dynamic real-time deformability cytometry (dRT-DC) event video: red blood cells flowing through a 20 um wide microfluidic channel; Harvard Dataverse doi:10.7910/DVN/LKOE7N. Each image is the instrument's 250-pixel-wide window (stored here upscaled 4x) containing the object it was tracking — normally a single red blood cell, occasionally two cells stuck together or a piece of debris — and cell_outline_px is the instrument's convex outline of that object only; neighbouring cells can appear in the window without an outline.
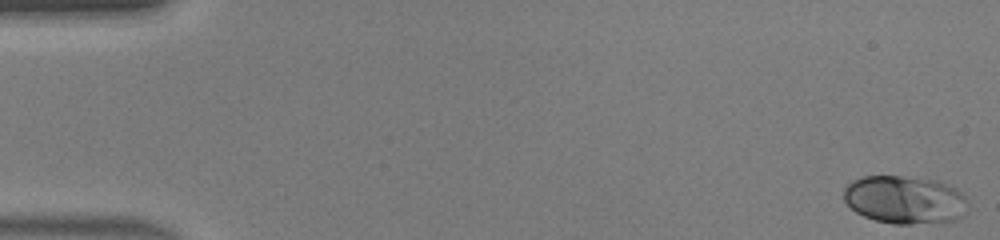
{"species": "human", "species_latin": "Homo sapiens", "temperature_condition": "warm", "stored_images_in_passage": 44, "camera_frame_rate_fps": 3000, "um_per_image_px": 0.085, "donor": {"sex": "male"}, "frame": {"image": 1, "passage_image": 1, "time_ms": 0.0, "image_size_px": [1000, 240], "cell_outline_px": [[968, 212], [956, 220], [912, 224], [892, 224], [876, 220], [864, 216], [856, 212], [844, 200], [844, 188], [852, 180], [864, 176], [900, 176], [936, 180], [960, 192], [964, 196], [968, 204]], "centroid_in_image_um": [76.9, 16.99], "position_along_channel_um": 8.1, "area_um2": 34.68}}
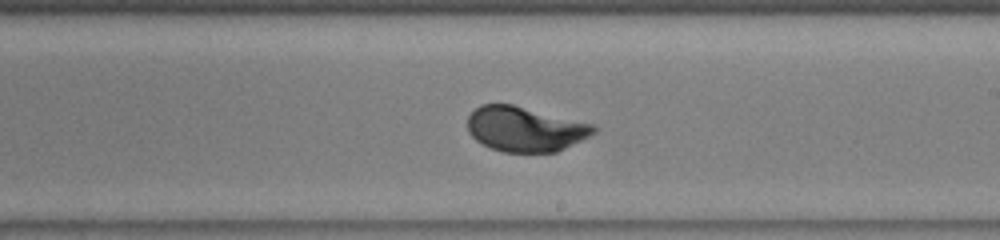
{"frame": {"image": 2, "passage_image": 25, "time_ms": 8.0, "image_size_px": [1000, 240], "cell_outline_px": [[596, 132], [556, 152], [504, 152], [492, 148], [476, 140], [468, 132], [468, 116], [480, 104], [512, 104], [596, 124]], "centroid_in_image_um": [44.64, 10.95], "position_along_channel_um": 244.4, "area_um2": 32.89}}
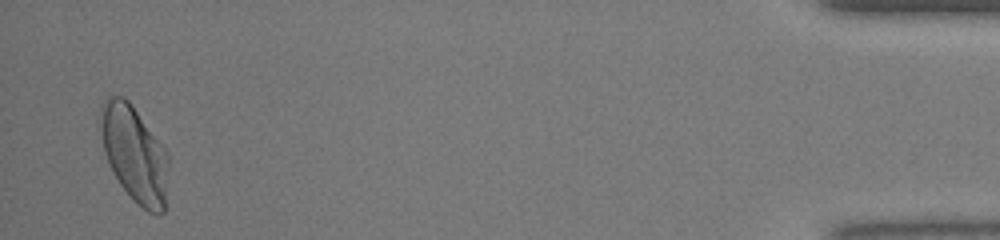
{"frame": {"image": 3, "passage_image": 43, "time_ms": 14.0, "image_size_px": [1000, 240], "cell_outline_px": [[168, 164], [164, 212], [148, 212], [120, 184], [104, 152], [100, 128], [100, 104], [108, 96], [120, 96], [128, 100], [132, 104], [168, 152]], "centroid_in_image_um": [11.42, 13.01], "position_along_channel_um": 423.8, "area_um2": 37.45}, "authors_computed_cell_mechanics": {"area_um2": 33.6685, "velocity_mm_per_s": 4.3935, "shape_relaxation_time_tau1_ms": 2.0635, "shape_relaxation_time_tau2_ms": null, "deformation_change_tau1": 0.1465, "deformation_change_tau2": null}}